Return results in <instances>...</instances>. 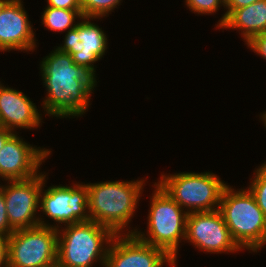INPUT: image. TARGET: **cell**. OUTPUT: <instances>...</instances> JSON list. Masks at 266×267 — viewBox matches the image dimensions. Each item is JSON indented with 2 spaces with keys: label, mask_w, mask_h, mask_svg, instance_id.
Returning a JSON list of instances; mask_svg holds the SVG:
<instances>
[{
  "label": "cell",
  "mask_w": 266,
  "mask_h": 267,
  "mask_svg": "<svg viewBox=\"0 0 266 267\" xmlns=\"http://www.w3.org/2000/svg\"><path fill=\"white\" fill-rule=\"evenodd\" d=\"M52 48L37 61L39 80L45 88L40 98L42 111L51 121L81 120L91 112L100 80L84 66L75 64L69 53Z\"/></svg>",
  "instance_id": "obj_1"
},
{
  "label": "cell",
  "mask_w": 266,
  "mask_h": 267,
  "mask_svg": "<svg viewBox=\"0 0 266 267\" xmlns=\"http://www.w3.org/2000/svg\"><path fill=\"white\" fill-rule=\"evenodd\" d=\"M143 176L92 183L85 180L90 220L108 227L114 234H134L139 225H133V218L137 219L139 206L144 200L142 197L146 193L145 186L149 185L150 176L148 173Z\"/></svg>",
  "instance_id": "obj_2"
},
{
  "label": "cell",
  "mask_w": 266,
  "mask_h": 267,
  "mask_svg": "<svg viewBox=\"0 0 266 267\" xmlns=\"http://www.w3.org/2000/svg\"><path fill=\"white\" fill-rule=\"evenodd\" d=\"M147 194L148 212L144 224H140L135 235L142 241L164 250L178 267L180 250L186 236V219L188 213L182 209L155 181H150Z\"/></svg>",
  "instance_id": "obj_3"
},
{
  "label": "cell",
  "mask_w": 266,
  "mask_h": 267,
  "mask_svg": "<svg viewBox=\"0 0 266 267\" xmlns=\"http://www.w3.org/2000/svg\"><path fill=\"white\" fill-rule=\"evenodd\" d=\"M244 185L228 183L221 194L219 210L232 239L245 253L255 256L266 249V217Z\"/></svg>",
  "instance_id": "obj_4"
},
{
  "label": "cell",
  "mask_w": 266,
  "mask_h": 267,
  "mask_svg": "<svg viewBox=\"0 0 266 267\" xmlns=\"http://www.w3.org/2000/svg\"><path fill=\"white\" fill-rule=\"evenodd\" d=\"M115 234L95 221H82L58 229L57 263L62 267H105Z\"/></svg>",
  "instance_id": "obj_5"
},
{
  "label": "cell",
  "mask_w": 266,
  "mask_h": 267,
  "mask_svg": "<svg viewBox=\"0 0 266 267\" xmlns=\"http://www.w3.org/2000/svg\"><path fill=\"white\" fill-rule=\"evenodd\" d=\"M169 172V173H167ZM162 171L155 181L187 213L219 209L228 181L211 170Z\"/></svg>",
  "instance_id": "obj_6"
},
{
  "label": "cell",
  "mask_w": 266,
  "mask_h": 267,
  "mask_svg": "<svg viewBox=\"0 0 266 267\" xmlns=\"http://www.w3.org/2000/svg\"><path fill=\"white\" fill-rule=\"evenodd\" d=\"M46 170V171H45ZM43 169V186L40 194L39 225L54 229L89 221L88 189L83 181H68L69 184H52L47 186L50 174ZM47 183V184H46ZM57 184V185H56Z\"/></svg>",
  "instance_id": "obj_7"
},
{
  "label": "cell",
  "mask_w": 266,
  "mask_h": 267,
  "mask_svg": "<svg viewBox=\"0 0 266 267\" xmlns=\"http://www.w3.org/2000/svg\"><path fill=\"white\" fill-rule=\"evenodd\" d=\"M106 18L83 17L75 28L68 30L61 37L63 40L56 43L55 48L61 52L69 53L73 62L84 66L98 80L99 63L109 53V35L101 27V21ZM98 21L100 23L98 24ZM98 66V67H97Z\"/></svg>",
  "instance_id": "obj_8"
},
{
  "label": "cell",
  "mask_w": 266,
  "mask_h": 267,
  "mask_svg": "<svg viewBox=\"0 0 266 267\" xmlns=\"http://www.w3.org/2000/svg\"><path fill=\"white\" fill-rule=\"evenodd\" d=\"M58 229L36 226L8 237V267H49L57 263Z\"/></svg>",
  "instance_id": "obj_9"
},
{
  "label": "cell",
  "mask_w": 266,
  "mask_h": 267,
  "mask_svg": "<svg viewBox=\"0 0 266 267\" xmlns=\"http://www.w3.org/2000/svg\"><path fill=\"white\" fill-rule=\"evenodd\" d=\"M186 243L192 245L198 253L210 254L209 256L240 255L244 252L232 239L219 209L188 213L184 244Z\"/></svg>",
  "instance_id": "obj_10"
},
{
  "label": "cell",
  "mask_w": 266,
  "mask_h": 267,
  "mask_svg": "<svg viewBox=\"0 0 266 267\" xmlns=\"http://www.w3.org/2000/svg\"><path fill=\"white\" fill-rule=\"evenodd\" d=\"M27 140L21 133H14L4 144L0 151V182L32 178L53 156L54 150L49 146L30 144Z\"/></svg>",
  "instance_id": "obj_11"
},
{
  "label": "cell",
  "mask_w": 266,
  "mask_h": 267,
  "mask_svg": "<svg viewBox=\"0 0 266 267\" xmlns=\"http://www.w3.org/2000/svg\"><path fill=\"white\" fill-rule=\"evenodd\" d=\"M42 186L43 170L26 180L0 182L9 224L14 231L39 225Z\"/></svg>",
  "instance_id": "obj_12"
},
{
  "label": "cell",
  "mask_w": 266,
  "mask_h": 267,
  "mask_svg": "<svg viewBox=\"0 0 266 267\" xmlns=\"http://www.w3.org/2000/svg\"><path fill=\"white\" fill-rule=\"evenodd\" d=\"M24 0H0V54H37L38 38ZM6 52V53H5Z\"/></svg>",
  "instance_id": "obj_13"
},
{
  "label": "cell",
  "mask_w": 266,
  "mask_h": 267,
  "mask_svg": "<svg viewBox=\"0 0 266 267\" xmlns=\"http://www.w3.org/2000/svg\"><path fill=\"white\" fill-rule=\"evenodd\" d=\"M176 267L164 250L135 234H115L108 247L105 267Z\"/></svg>",
  "instance_id": "obj_14"
},
{
  "label": "cell",
  "mask_w": 266,
  "mask_h": 267,
  "mask_svg": "<svg viewBox=\"0 0 266 267\" xmlns=\"http://www.w3.org/2000/svg\"><path fill=\"white\" fill-rule=\"evenodd\" d=\"M23 91L8 83L0 87V126L21 134L40 131L47 117L41 110V105H36Z\"/></svg>",
  "instance_id": "obj_15"
},
{
  "label": "cell",
  "mask_w": 266,
  "mask_h": 267,
  "mask_svg": "<svg viewBox=\"0 0 266 267\" xmlns=\"http://www.w3.org/2000/svg\"><path fill=\"white\" fill-rule=\"evenodd\" d=\"M217 30L236 31L245 45L254 36L266 32V0L233 10Z\"/></svg>",
  "instance_id": "obj_16"
},
{
  "label": "cell",
  "mask_w": 266,
  "mask_h": 267,
  "mask_svg": "<svg viewBox=\"0 0 266 267\" xmlns=\"http://www.w3.org/2000/svg\"><path fill=\"white\" fill-rule=\"evenodd\" d=\"M40 12V27L43 26L46 31H52V34H64L70 29L76 27L83 18L81 10H69L45 6ZM54 32V33H53ZM58 32V33H57Z\"/></svg>",
  "instance_id": "obj_17"
},
{
  "label": "cell",
  "mask_w": 266,
  "mask_h": 267,
  "mask_svg": "<svg viewBox=\"0 0 266 267\" xmlns=\"http://www.w3.org/2000/svg\"><path fill=\"white\" fill-rule=\"evenodd\" d=\"M183 7L186 10H189L195 16H215L214 18H218V21H215L214 30L216 31L226 20V12H225V0H184ZM222 9V10H221ZM222 13L219 15V11Z\"/></svg>",
  "instance_id": "obj_18"
},
{
  "label": "cell",
  "mask_w": 266,
  "mask_h": 267,
  "mask_svg": "<svg viewBox=\"0 0 266 267\" xmlns=\"http://www.w3.org/2000/svg\"><path fill=\"white\" fill-rule=\"evenodd\" d=\"M257 164L251 175H249L246 187L254 196L257 205L266 217V159Z\"/></svg>",
  "instance_id": "obj_19"
},
{
  "label": "cell",
  "mask_w": 266,
  "mask_h": 267,
  "mask_svg": "<svg viewBox=\"0 0 266 267\" xmlns=\"http://www.w3.org/2000/svg\"><path fill=\"white\" fill-rule=\"evenodd\" d=\"M124 0H81L83 17L107 18L120 8Z\"/></svg>",
  "instance_id": "obj_20"
},
{
  "label": "cell",
  "mask_w": 266,
  "mask_h": 267,
  "mask_svg": "<svg viewBox=\"0 0 266 267\" xmlns=\"http://www.w3.org/2000/svg\"><path fill=\"white\" fill-rule=\"evenodd\" d=\"M245 46L249 52H253L255 56L261 57L266 62V32L254 36Z\"/></svg>",
  "instance_id": "obj_21"
},
{
  "label": "cell",
  "mask_w": 266,
  "mask_h": 267,
  "mask_svg": "<svg viewBox=\"0 0 266 267\" xmlns=\"http://www.w3.org/2000/svg\"><path fill=\"white\" fill-rule=\"evenodd\" d=\"M13 232L14 230L10 227L7 217L4 194L0 189V234L10 236Z\"/></svg>",
  "instance_id": "obj_22"
},
{
  "label": "cell",
  "mask_w": 266,
  "mask_h": 267,
  "mask_svg": "<svg viewBox=\"0 0 266 267\" xmlns=\"http://www.w3.org/2000/svg\"><path fill=\"white\" fill-rule=\"evenodd\" d=\"M45 6L69 10H81V0H44Z\"/></svg>",
  "instance_id": "obj_23"
},
{
  "label": "cell",
  "mask_w": 266,
  "mask_h": 267,
  "mask_svg": "<svg viewBox=\"0 0 266 267\" xmlns=\"http://www.w3.org/2000/svg\"><path fill=\"white\" fill-rule=\"evenodd\" d=\"M259 0H225L226 17L235 9L246 7Z\"/></svg>",
  "instance_id": "obj_24"
},
{
  "label": "cell",
  "mask_w": 266,
  "mask_h": 267,
  "mask_svg": "<svg viewBox=\"0 0 266 267\" xmlns=\"http://www.w3.org/2000/svg\"><path fill=\"white\" fill-rule=\"evenodd\" d=\"M8 237L0 234V267H8Z\"/></svg>",
  "instance_id": "obj_25"
},
{
  "label": "cell",
  "mask_w": 266,
  "mask_h": 267,
  "mask_svg": "<svg viewBox=\"0 0 266 267\" xmlns=\"http://www.w3.org/2000/svg\"><path fill=\"white\" fill-rule=\"evenodd\" d=\"M14 134L13 131L0 126V151L2 150L6 141Z\"/></svg>",
  "instance_id": "obj_26"
},
{
  "label": "cell",
  "mask_w": 266,
  "mask_h": 267,
  "mask_svg": "<svg viewBox=\"0 0 266 267\" xmlns=\"http://www.w3.org/2000/svg\"><path fill=\"white\" fill-rule=\"evenodd\" d=\"M257 120L262 124V126H264L263 128L266 129V111H262L260 112L258 115L256 114L255 115Z\"/></svg>",
  "instance_id": "obj_27"
},
{
  "label": "cell",
  "mask_w": 266,
  "mask_h": 267,
  "mask_svg": "<svg viewBox=\"0 0 266 267\" xmlns=\"http://www.w3.org/2000/svg\"><path fill=\"white\" fill-rule=\"evenodd\" d=\"M49 267H62L61 265H59L58 263L52 265V266H49Z\"/></svg>",
  "instance_id": "obj_28"
},
{
  "label": "cell",
  "mask_w": 266,
  "mask_h": 267,
  "mask_svg": "<svg viewBox=\"0 0 266 267\" xmlns=\"http://www.w3.org/2000/svg\"><path fill=\"white\" fill-rule=\"evenodd\" d=\"M2 77L0 78V87L4 84Z\"/></svg>",
  "instance_id": "obj_29"
}]
</instances>
